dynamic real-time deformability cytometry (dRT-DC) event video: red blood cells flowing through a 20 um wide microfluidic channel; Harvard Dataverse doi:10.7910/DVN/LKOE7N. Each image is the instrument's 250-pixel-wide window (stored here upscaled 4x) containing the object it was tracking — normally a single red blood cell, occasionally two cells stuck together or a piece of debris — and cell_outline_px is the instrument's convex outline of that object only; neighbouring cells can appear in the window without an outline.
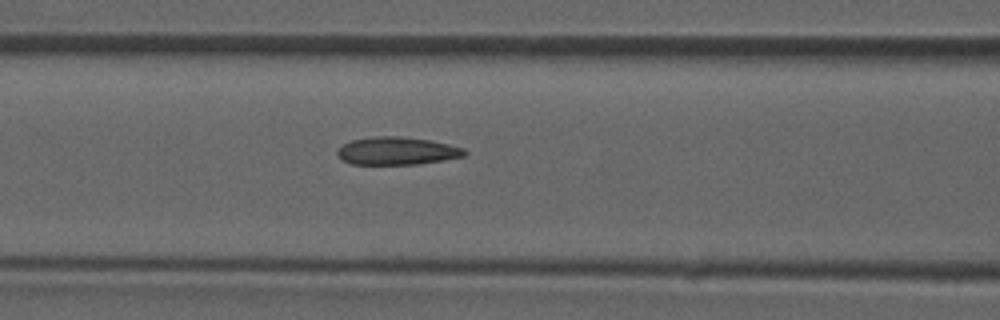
{"species": "common noctule bat (a hibernating species)", "species_latin": "Nyctalus noctula", "temperature_condition": "room temperature", "stored_images_in_passage": 30, "camera_frame_rate_fps": 3000, "um_per_image_px": 0.085, "animal": {"sex": "male", "forearm_length_mm": 52.5}, "frame": {"image": 1, "passage_image": 5, "time_ms": 1.333, "image_size_px": [1000, 320], "cell_outline_px": [[468, 152], [464, 156], [416, 164], [352, 164], [344, 160], [336, 152], [344, 144], [352, 140], [376, 136], [400, 136], [428, 140], [448, 144], [464, 148]], "centroid_in_image_um": [33.76, 12.82], "position_along_channel_um": 132.8, "area_um2": 20.23}}
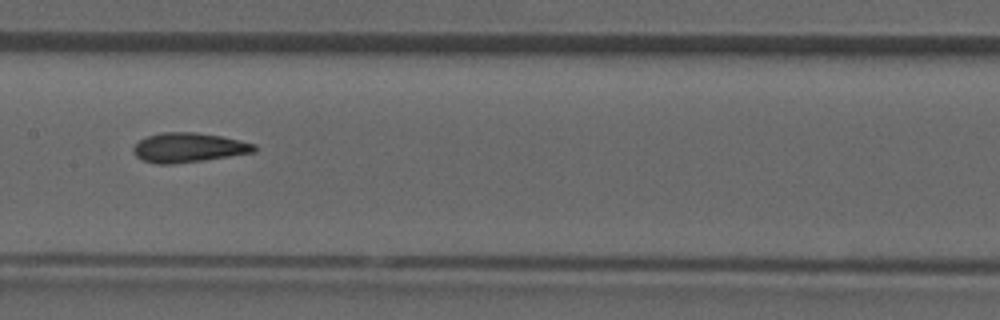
{"frame": {"image": 2, "passage_image": 9, "time_ms": 2.667, "image_size_px": [1000, 320], "cell_outline_px": [[256, 152], [204, 160], [172, 164], [156, 164], [144, 160], [136, 156], [132, 152], [132, 148], [140, 140], [148, 136], [160, 132], [196, 132], [220, 136], [240, 140], [256, 144]], "centroid_in_image_um": [16.03, 12.54], "position_along_channel_um": 191.4, "area_um2": 20.81}}